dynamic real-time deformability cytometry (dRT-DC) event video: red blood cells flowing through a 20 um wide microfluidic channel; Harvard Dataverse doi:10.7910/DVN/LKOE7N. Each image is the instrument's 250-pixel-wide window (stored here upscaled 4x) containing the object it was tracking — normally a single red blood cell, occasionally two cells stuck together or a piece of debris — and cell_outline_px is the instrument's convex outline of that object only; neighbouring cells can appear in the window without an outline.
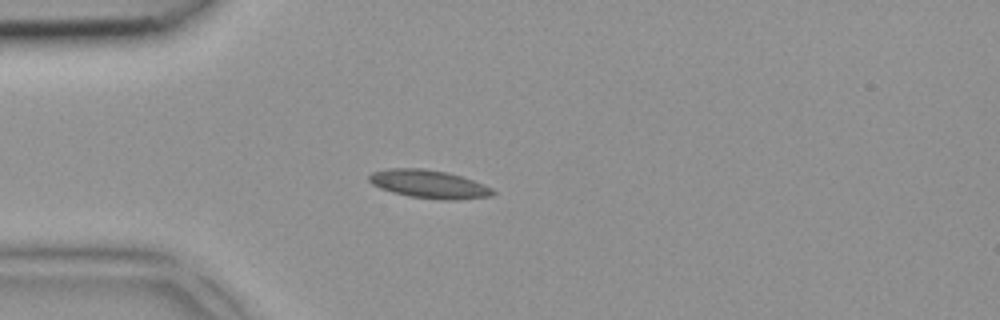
{"species": "common noctule bat (a hibernating species)", "species_latin": "Nyctalus noctula", "temperature_condition": "room temperature", "stored_images_in_passage": 2, "camera_frame_rate_fps": 3000, "um_per_image_px": 0.085, "animal": {"sex": "female", "body_mass_g": 18.4}, "frame": {"image": 1, "passage_image": 2, "time_ms": 0.333, "image_size_px": [1000, 320], "cell_outline_px": [[496, 192], [492, 196], [460, 200], [440, 200], [408, 196], [392, 192], [380, 188], [372, 184], [368, 180], [368, 176], [372, 172], [388, 168], [424, 168], [448, 172], [472, 180], [492, 188]], "centroid_in_image_um": [36.45, 15.65], "position_along_channel_um": 48.5, "area_um2": 20.52}}